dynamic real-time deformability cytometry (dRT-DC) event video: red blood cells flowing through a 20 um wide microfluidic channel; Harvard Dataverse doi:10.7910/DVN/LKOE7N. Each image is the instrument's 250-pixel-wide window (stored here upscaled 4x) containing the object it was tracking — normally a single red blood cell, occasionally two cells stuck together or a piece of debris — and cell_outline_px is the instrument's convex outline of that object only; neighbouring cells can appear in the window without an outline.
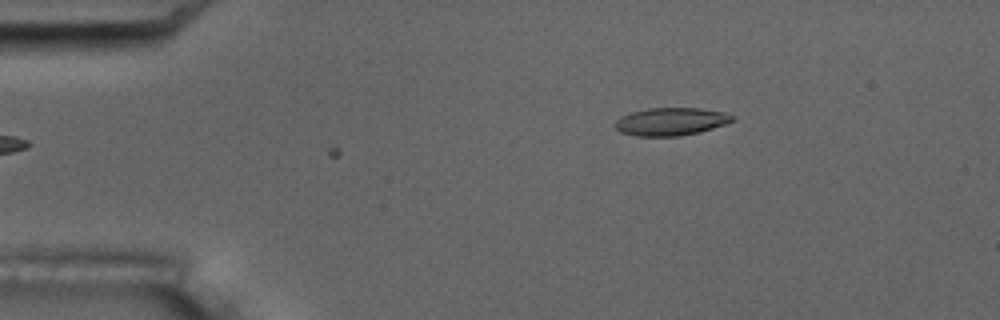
{"species": "common noctule bat (a hibernating species)", "species_latin": "Nyctalus noctula", "temperature_condition": "room temperature", "stored_images_in_passage": 3, "camera_frame_rate_fps": 3000, "um_per_image_px": 0.085, "animal": {"sex": "male", "body_mass_g": 17.5, "forearm_length_mm": 52.3}, "frame": {"image": 1, "passage_image": 3, "time_ms": 3.0, "image_size_px": [1000, 320], "cell_outline_px": [[736, 120], [700, 132], [680, 136], [636, 136], [620, 132], [616, 128], [616, 120], [620, 116], [632, 112], [648, 108], [700, 108], [724, 112], [732, 116]], "centroid_in_image_um": [57.02, 10.33], "position_along_channel_um": 28.0, "area_um2": 18.96}}